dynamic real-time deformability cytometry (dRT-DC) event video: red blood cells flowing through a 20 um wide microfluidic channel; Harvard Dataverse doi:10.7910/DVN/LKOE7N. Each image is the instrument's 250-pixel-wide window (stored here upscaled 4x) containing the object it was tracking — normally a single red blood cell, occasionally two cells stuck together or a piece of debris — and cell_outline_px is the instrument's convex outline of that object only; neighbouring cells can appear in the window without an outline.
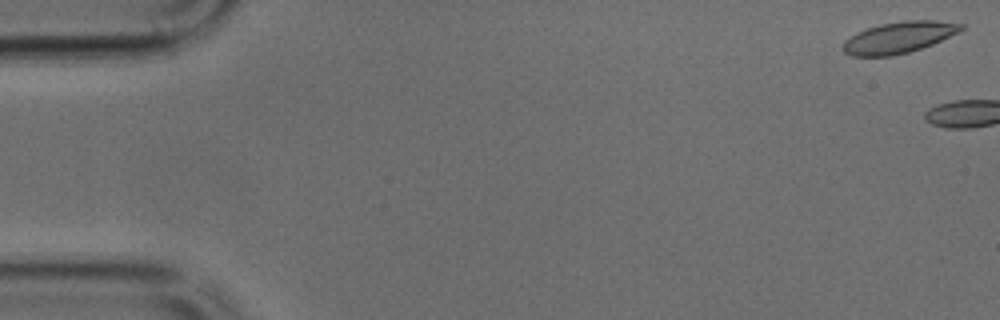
{"species": "common noctule bat (a hibernating species)", "species_latin": "Nyctalus noctula", "temperature_condition": "cold", "stored_images_in_passage": 3, "camera_frame_rate_fps": 3000, "um_per_image_px": 0.085, "animal": {"sex": "male", "body_mass_g": 17.9, "forearm_length_mm": 54.2}, "frame": {"image": 1, "passage_image": 1, "time_ms": 0.0, "image_size_px": [1000, 320], "cell_outline_px": [[964, 28], [960, 32], [932, 44], [908, 52], [892, 56], [852, 56], [844, 52], [844, 40], [856, 32], [880, 24], [904, 20], [936, 20], [964, 24]], "centroid_in_image_um": [76.42, 3.17], "position_along_channel_um": 8.6, "area_um2": 21.56}}